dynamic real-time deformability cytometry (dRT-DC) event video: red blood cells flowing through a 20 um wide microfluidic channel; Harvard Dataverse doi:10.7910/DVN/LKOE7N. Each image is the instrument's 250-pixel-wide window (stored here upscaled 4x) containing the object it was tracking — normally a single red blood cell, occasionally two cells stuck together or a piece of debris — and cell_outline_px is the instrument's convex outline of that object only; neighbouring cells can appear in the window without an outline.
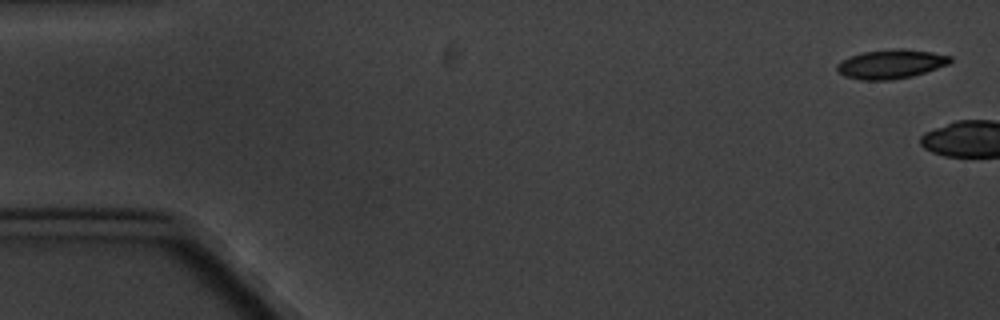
{"species": "common noctule bat (a hibernating species)", "species_latin": "Nyctalus noctula", "temperature_condition": "cold", "stored_images_in_passage": 7, "camera_frame_rate_fps": 3000, "um_per_image_px": 0.085, "animal": {"sex": "male", "body_mass_g": 20.1, "forearm_length_mm": 53.5}, "frame": {"image": 1, "passage_image": 1, "time_ms": 0.0, "image_size_px": [1000, 320], "cell_outline_px": [[952, 60], [948, 64], [912, 76], [892, 80], [860, 80], [844, 76], [836, 68], [836, 64], [840, 60], [864, 52], [892, 48], [904, 48], [932, 52], [952, 56]], "centroid_in_image_um": [75.72, 5.44], "position_along_channel_um": 9.3, "area_um2": 19.25}}